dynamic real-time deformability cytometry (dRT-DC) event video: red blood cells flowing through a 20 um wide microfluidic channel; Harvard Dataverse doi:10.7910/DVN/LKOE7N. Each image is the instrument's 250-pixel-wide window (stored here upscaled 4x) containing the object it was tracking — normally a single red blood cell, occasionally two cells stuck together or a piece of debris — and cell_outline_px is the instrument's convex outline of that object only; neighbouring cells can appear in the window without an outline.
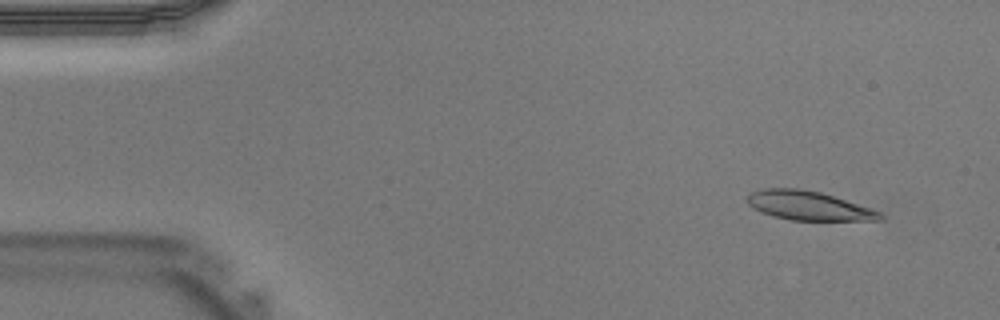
{"species": "Egyptian fruit bat (a non-hibernating species)", "species_latin": "Rousettus aegyptiacus", "temperature_condition": "warm", "stored_images_in_passage": 41, "camera_frame_rate_fps": 3000, "um_per_image_px": 0.085, "animal": {"sex": "male"}, "frame": {"image": 1, "passage_image": 4, "time_ms": 1.0, "image_size_px": [1000, 320], "cell_outline_px": [[884, 220], [792, 220], [772, 216], [760, 212], [752, 208], [748, 204], [748, 196], [752, 192], [764, 188], [800, 188], [820, 192], [872, 208], [880, 212], [884, 216]], "centroid_in_image_um": [68.73, 17.48], "position_along_channel_um": 16.3, "area_um2": 22.48}}
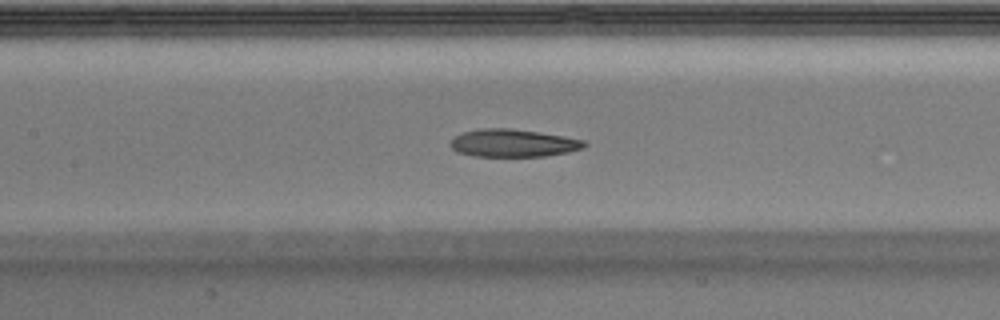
{"frame": {"image": 2, "passage_image": 19, "time_ms": 6.0, "image_size_px": [1000, 320], "cell_outline_px": [[588, 144], [580, 148], [568, 152], [544, 156], [476, 156], [456, 152], [448, 144], [456, 136], [464, 132], [480, 128], [512, 128], [540, 132], [564, 136], [584, 140]], "centroid_in_image_um": [43.6, 12.15], "position_along_channel_um": 163.8, "area_um2": 21.56}}
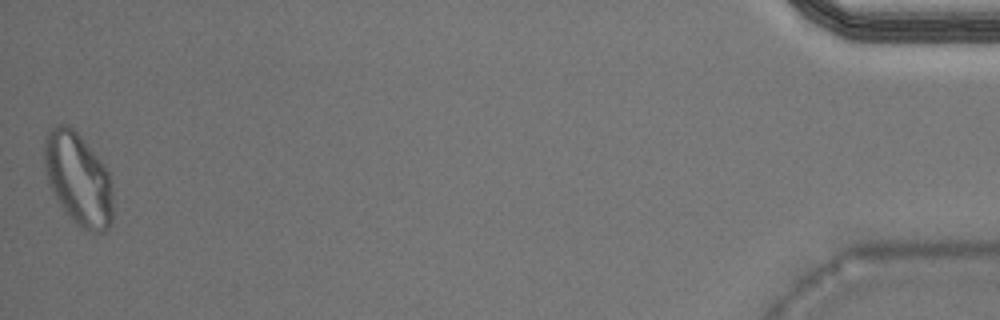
{"frame": {"image": 3, "passage_image": 41, "time_ms": 13.333, "image_size_px": [1000, 320], "cell_outline_px": [[112, 220], [104, 232], [92, 232], [76, 224], [60, 204], [48, 184], [44, 168], [44, 140], [48, 132], [56, 124], [68, 124], [80, 136], [96, 156], [108, 172], [112, 192]], "centroid_in_image_um": [6.62, 15.2], "position_along_channel_um": 428.6, "area_um2": 36.47}}